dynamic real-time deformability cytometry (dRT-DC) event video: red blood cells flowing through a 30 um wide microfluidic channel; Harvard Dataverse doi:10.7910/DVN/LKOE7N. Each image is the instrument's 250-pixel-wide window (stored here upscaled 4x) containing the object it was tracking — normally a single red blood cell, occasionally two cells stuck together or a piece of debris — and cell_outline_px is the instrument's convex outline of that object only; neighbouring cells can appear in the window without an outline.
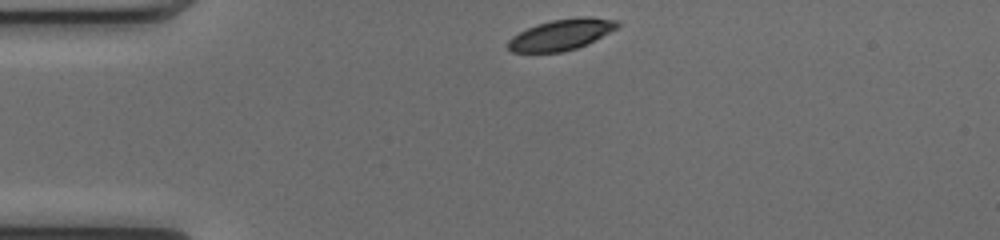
{"species": "common noctule bat (a hibernating species)", "species_latin": "Nyctalus noctula", "temperature_condition": "cold", "stored_images_in_passage": 41, "camera_frame_rate_fps": 3000, "um_per_image_px": 0.085, "animal": {"sex": "female", "body_mass_g": 17.0, "forearm_length_mm": 48.0}, "frame": {"image": 1, "passage_image": 1, "time_ms": 0.0, "image_size_px": [1000, 240], "cell_outline_px": [[620, 24], [616, 28], [588, 44], [564, 52], [512, 52], [508, 48], [508, 40], [512, 36], [536, 24], [552, 20], [580, 16], [588, 16], [620, 20]], "centroid_in_image_um": [47.73, 2.93], "position_along_channel_um": 37.3, "area_um2": 19.77}}
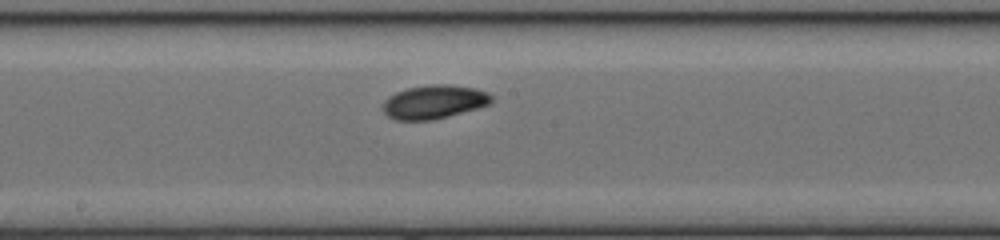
{"frame": {"image": 2, "passage_image": 17, "time_ms": 5.333, "image_size_px": [1000, 240], "cell_outline_px": [[492, 104], [448, 116], [432, 120], [396, 120], [388, 116], [384, 112], [384, 100], [388, 96], [396, 92], [408, 88], [432, 84], [448, 84], [476, 88], [488, 92], [492, 96]], "centroid_in_image_um": [36.92, 8.65], "position_along_channel_um": 211.3, "area_um2": 21.33}}
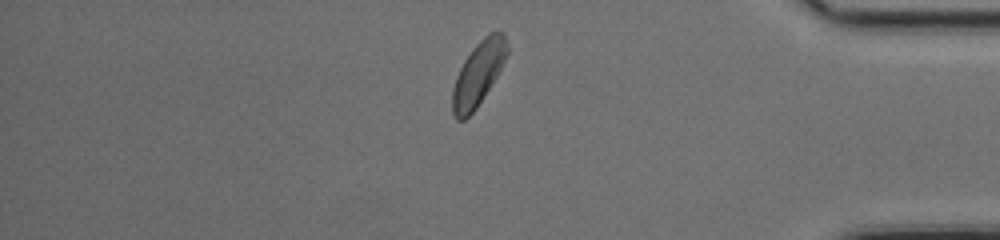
{"frame": {"image": 3, "passage_image": 33, "time_ms": 10.667, "image_size_px": [1000, 240], "cell_outline_px": [[508, 52], [496, 76], [476, 108], [464, 120], [456, 120], [452, 112], [452, 88], [456, 76], [464, 60], [472, 48], [488, 32], [504, 32], [508, 44]], "centroid_in_image_um": [40.63, 6.24], "position_along_channel_um": 394.6, "area_um2": 20.17}, "authors_computed_cell_mechanics": {"area_um2": 20.4612, "velocity_mm_per_s": 3.9859, "shape_relaxation_time_tau1_ms": 2.0506, "shape_relaxation_time_tau2_ms": null, "deformation_change_tau1": 0.0926, "deformation_change_tau2": null}}